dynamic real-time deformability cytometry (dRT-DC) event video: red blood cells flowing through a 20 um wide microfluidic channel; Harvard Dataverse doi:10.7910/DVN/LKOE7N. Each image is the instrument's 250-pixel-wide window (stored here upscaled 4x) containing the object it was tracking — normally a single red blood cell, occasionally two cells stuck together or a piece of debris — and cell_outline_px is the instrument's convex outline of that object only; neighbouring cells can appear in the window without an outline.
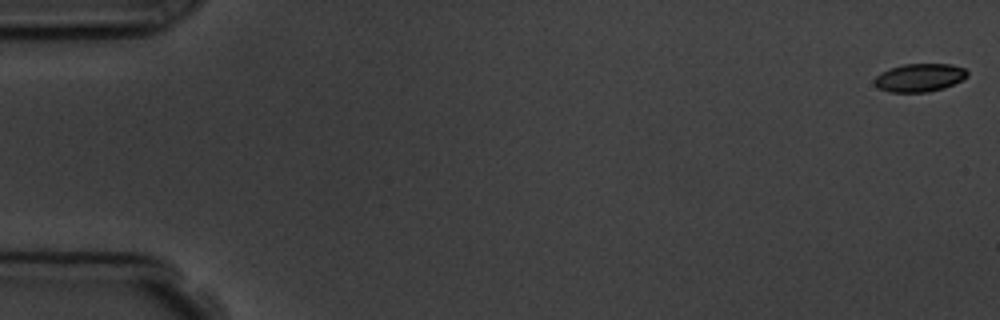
{"species": "common noctule bat (a hibernating species)", "species_latin": "Nyctalus noctula", "temperature_condition": "room temperature", "stored_images_in_passage": 3, "camera_frame_rate_fps": 3000, "um_per_image_px": 0.085, "animal": {"sex": "male", "body_mass_g": 19.5, "forearm_length_mm": 54.6}, "frame": {"image": 1, "passage_image": 1, "time_ms": 0.0, "image_size_px": [1000, 320], "cell_outline_px": [[968, 76], [944, 88], [928, 92], [888, 92], [880, 88], [872, 80], [880, 72], [904, 64], [952, 64], [964, 68], [968, 72]], "centroid_in_image_um": [78.16, 6.6], "position_along_channel_um": 6.8, "area_um2": 15.14}}